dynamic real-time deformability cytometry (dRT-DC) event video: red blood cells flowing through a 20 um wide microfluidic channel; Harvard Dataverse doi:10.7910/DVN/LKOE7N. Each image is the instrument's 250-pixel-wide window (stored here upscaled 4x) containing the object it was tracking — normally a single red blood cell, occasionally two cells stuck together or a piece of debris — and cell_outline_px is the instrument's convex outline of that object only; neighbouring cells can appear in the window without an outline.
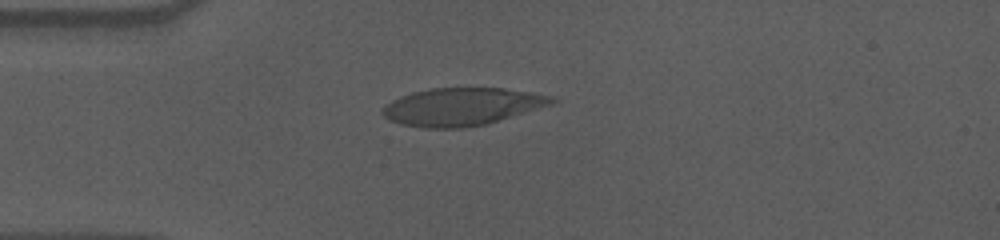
{"species": "human", "species_latin": "Homo sapiens", "temperature_condition": "cold", "stored_images_in_passage": 44, "camera_frame_rate_fps": 3000, "um_per_image_px": 0.085, "donor": {"sex": "male"}, "frame": {"image": 1, "passage_image": 2, "time_ms": 0.333, "image_size_px": [1000, 240], "cell_outline_px": [[556, 100], [552, 104], [512, 116], [484, 124], [460, 128], [424, 128], [400, 124], [388, 120], [380, 112], [384, 104], [400, 96], [412, 92], [432, 88], [504, 88], [552, 96]], "centroid_in_image_um": [39.18, 9.06], "position_along_channel_um": 45.8, "area_um2": 36.93}}
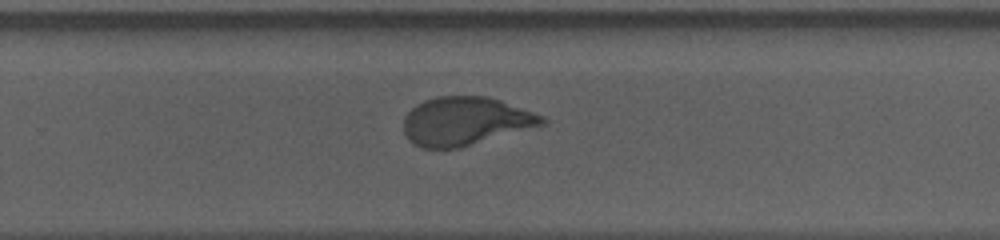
{"frame": {"image": 2, "passage_image": 24, "time_ms": 7.667, "image_size_px": [1000, 240], "cell_outline_px": [[548, 124], [460, 148], [424, 148], [412, 144], [408, 140], [404, 132], [404, 116], [416, 104], [424, 100], [436, 96], [488, 96], [500, 100], [544, 116], [548, 120]], "centroid_in_image_um": [39.57, 10.3], "position_along_channel_um": 290.2, "area_um2": 39.42}}
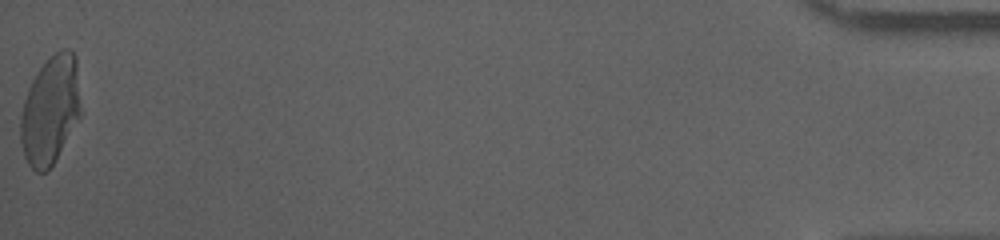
{"frame": {"image": 3, "passage_image": 44, "time_ms": 14.333, "image_size_px": [1000, 240], "cell_outline_px": [[80, 120], [48, 172], [36, 172], [28, 164], [24, 156], [20, 140], [20, 116], [24, 100], [28, 88], [32, 80], [40, 68], [56, 52], [64, 48], [68, 48], [76, 56], [80, 108]], "centroid_in_image_um": [4.27, 9.41], "position_along_channel_um": 430.9, "area_um2": 38.15}, "authors_computed_cell_mechanics": {"area_um2": 38.9283, "velocity_mm_per_s": 3.585, "shape_relaxation_time_tau1_ms": 6.602, "shape_relaxation_time_tau2_ms": null, "deformation_change_tau1": 0.2343, "deformation_change_tau2": null}}